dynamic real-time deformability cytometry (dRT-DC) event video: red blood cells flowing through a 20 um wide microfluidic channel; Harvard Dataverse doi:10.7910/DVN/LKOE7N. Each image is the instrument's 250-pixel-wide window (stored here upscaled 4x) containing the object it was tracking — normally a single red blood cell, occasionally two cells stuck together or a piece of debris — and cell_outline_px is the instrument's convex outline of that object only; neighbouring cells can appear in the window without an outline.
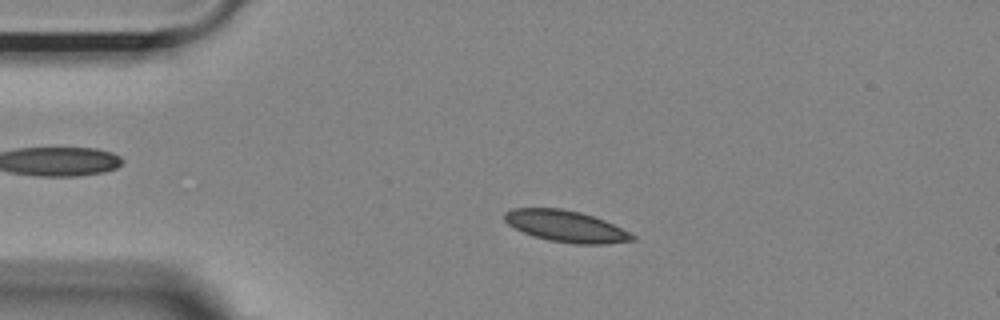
{"species": "Egyptian fruit bat (a non-hibernating species)", "species_latin": "Rousettus aegyptiacus", "temperature_condition": "room temperature", "stored_images_in_passage": 54, "camera_frame_rate_fps": 3000, "um_per_image_px": 0.085, "animal": {"sex": "female"}, "frame": {"image": 1, "passage_image": 11, "time_ms": 3.333, "image_size_px": [1000, 320], "cell_outline_px": [[636, 240], [608, 244], [576, 244], [548, 240], [524, 232], [508, 224], [504, 220], [504, 212], [512, 208], [560, 208], [580, 212], [604, 220], [636, 236]], "centroid_in_image_um": [48.11, 19.23], "position_along_channel_um": 36.9, "area_um2": 23.24}}
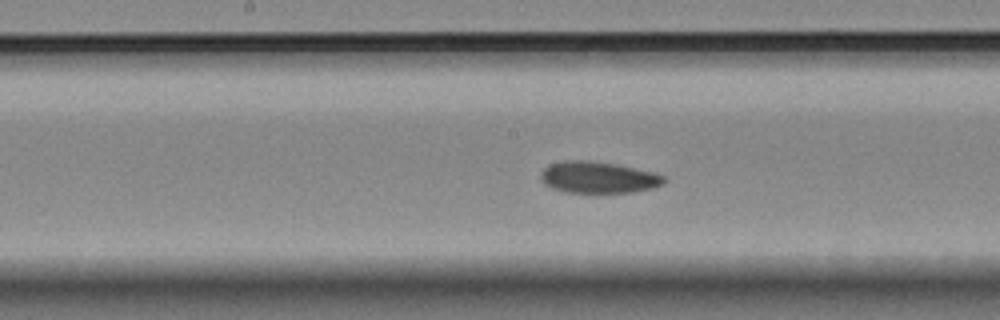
{"frame": {"image": 2, "passage_image": 27, "time_ms": 8.667, "image_size_px": [1000, 320], "cell_outline_px": [[668, 180], [664, 184], [652, 188], [632, 192], [564, 192], [552, 188], [544, 184], [540, 180], [540, 172], [548, 164], [564, 160], [588, 160], [616, 164], [656, 172], [664, 176]], "centroid_in_image_um": [50.85, 15.06], "position_along_channel_um": 197.4, "area_um2": 22.95}}
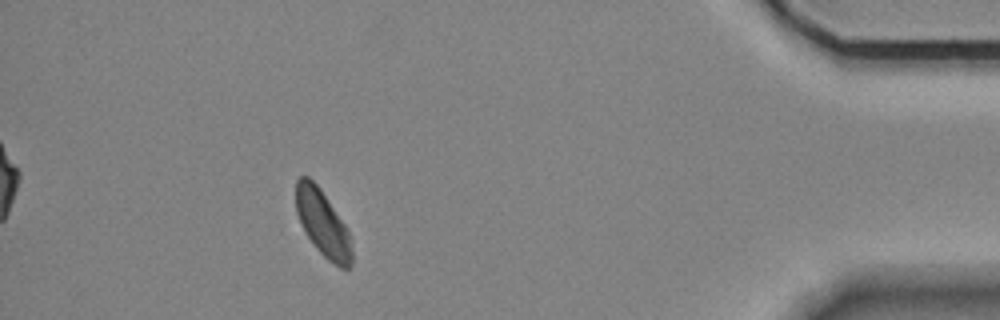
{"frame": {"image": 3, "passage_image": 49, "time_ms": 16.0, "image_size_px": [1000, 320], "cell_outline_px": [[352, 264], [348, 268], [340, 268], [332, 264], [316, 248], [304, 232], [296, 212], [296, 180], [300, 176], [308, 176], [320, 188], [348, 228], [352, 248]], "centroid_in_image_um": [27.44, 19.0], "position_along_channel_um": 407.8, "area_um2": 21.73}, "authors_computed_cell_mechanics": {"area_um2": 22.542, "velocity_mm_per_s": 3.5806, "shape_relaxation_time_tau1_ms": 3.8241, "shape_relaxation_time_tau2_ms": null, "deformation_change_tau1": 0.0794, "deformation_change_tau2": null}}